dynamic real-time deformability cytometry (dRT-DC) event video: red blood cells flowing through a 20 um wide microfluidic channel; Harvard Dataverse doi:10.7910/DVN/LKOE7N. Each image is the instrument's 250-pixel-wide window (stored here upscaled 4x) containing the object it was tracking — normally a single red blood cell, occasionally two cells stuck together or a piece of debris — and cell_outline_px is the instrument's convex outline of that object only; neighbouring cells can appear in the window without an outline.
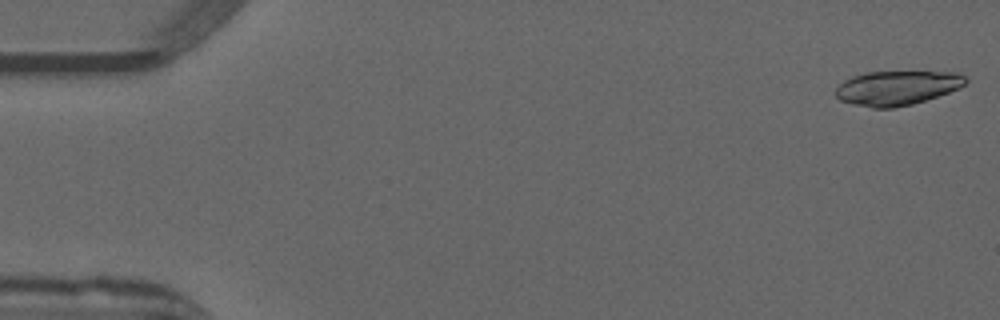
{"species": "common noctule bat (a hibernating species)", "species_latin": "Nyctalus noctula", "temperature_condition": "warm", "stored_images_in_passage": 52, "camera_frame_rate_fps": 3000, "um_per_image_px": 0.085, "animal": {"sex": "male", "forearm_length_mm": 52.5}, "frame": {"image": 1, "passage_image": 1, "time_ms": 0.0, "image_size_px": [1000, 320], "cell_outline_px": [[968, 80], [960, 88], [912, 104], [892, 108], [872, 108], [852, 104], [840, 100], [836, 96], [836, 88], [844, 80], [852, 76], [864, 72], [956, 72], [964, 76]], "centroid_in_image_um": [76.22, 7.47], "position_along_channel_um": 8.8, "area_um2": 25.89}}
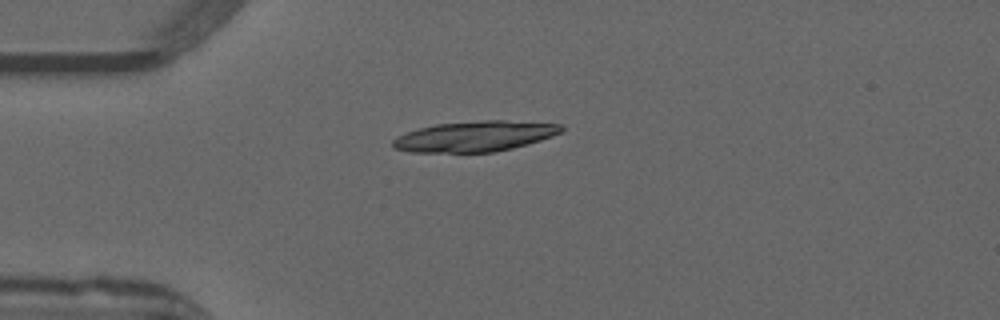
{"frame": {"image": 2, "passage_image": 13, "time_ms": 4.0, "image_size_px": [1000, 320], "cell_outline_px": [[564, 132], [528, 144], [512, 148], [492, 152], [412, 152], [392, 148], [392, 140], [396, 136], [420, 128], [436, 124], [480, 120], [504, 120], [564, 124]], "centroid_in_image_um": [40.39, 11.58], "position_along_channel_um": 44.6, "area_um2": 30.06}}
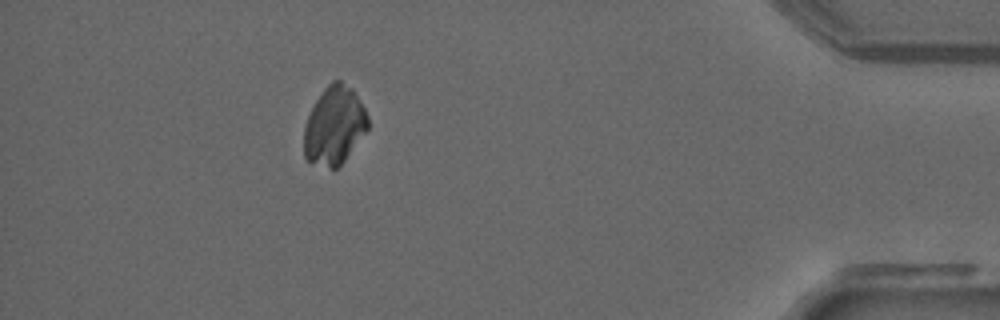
{"frame": {"image": 3, "passage_image": 46, "time_ms": 15.0, "image_size_px": [1000, 320], "cell_outline_px": [[368, 128], [344, 160], [336, 168], [328, 168], [304, 160], [304, 128], [308, 116], [316, 100], [324, 88], [332, 80], [340, 80], [352, 88], [364, 108], [368, 116]], "centroid_in_image_um": [28.4, 10.67], "position_along_channel_um": 406.8, "area_um2": 28.9}}